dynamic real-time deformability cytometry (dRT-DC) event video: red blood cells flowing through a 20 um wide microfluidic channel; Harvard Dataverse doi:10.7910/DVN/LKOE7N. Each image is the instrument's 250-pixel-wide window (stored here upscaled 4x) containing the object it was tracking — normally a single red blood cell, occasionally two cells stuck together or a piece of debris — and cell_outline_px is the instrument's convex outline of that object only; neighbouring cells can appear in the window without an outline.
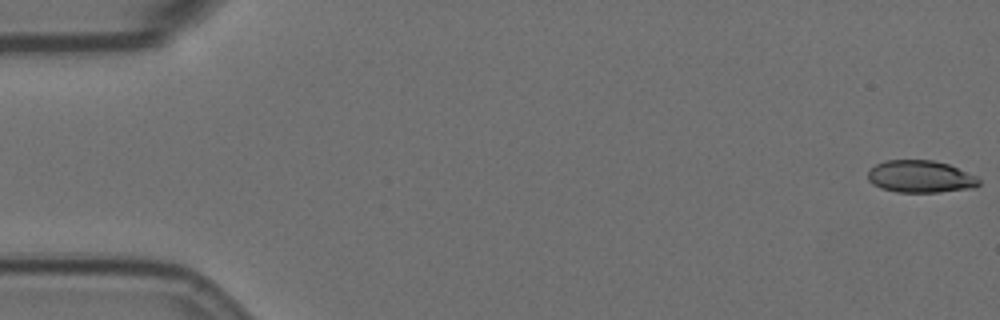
{"species": "Egyptian fruit bat (a non-hibernating species)", "species_latin": "Rousettus aegyptiacus", "temperature_condition": "room temperature", "stored_images_in_passage": 61, "camera_frame_rate_fps": 3000, "um_per_image_px": 0.085, "animal": {"sex": "female"}, "frame": {"image": 1, "passage_image": 1, "time_ms": 0.0, "image_size_px": [1000, 320], "cell_outline_px": [[980, 184], [972, 188], [940, 192], [896, 192], [880, 188], [872, 184], [868, 180], [868, 172], [876, 164], [888, 160], [932, 160], [948, 164], [976, 176], [980, 180]], "centroid_in_image_um": [78.23, 15.02], "position_along_channel_um": 6.8, "area_um2": 20.81}}
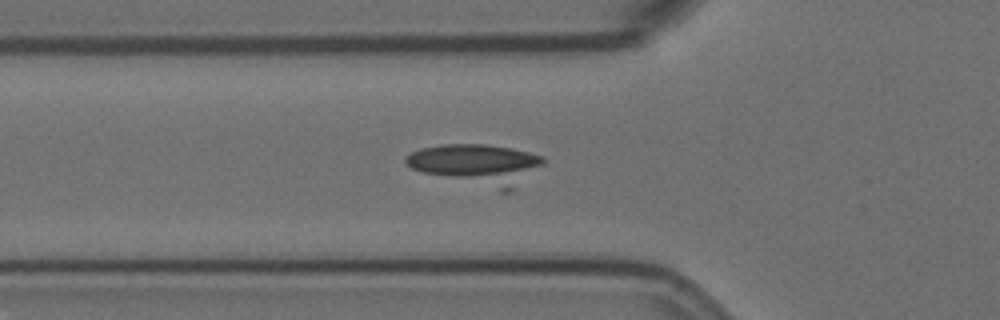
{"frame": {"image": 2, "passage_image": 20, "time_ms": 6.333, "image_size_px": [1000, 320], "cell_outline_px": [[548, 160], [544, 164], [512, 192], [500, 192], [420, 172], [412, 168], [404, 160], [412, 152], [420, 148], [444, 144], [484, 144], [512, 148], [544, 156]], "centroid_in_image_um": [40.6, 14.0], "position_along_channel_um": 85.2, "area_um2": 33.12}}
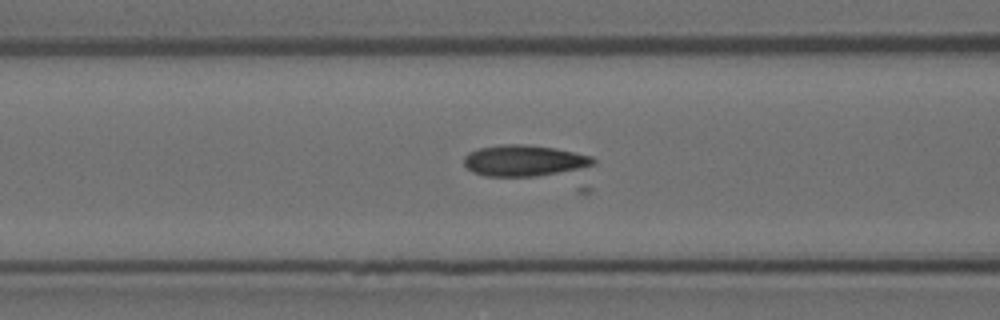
{"frame": {"image": 3, "passage_image": 23, "time_ms": 7.333, "image_size_px": [1000, 320], "cell_outline_px": [[596, 164], [580, 168], [536, 176], [484, 176], [472, 172], [464, 164], [464, 156], [468, 152], [480, 148], [500, 144], [524, 144], [556, 148], [592, 156], [596, 160]], "centroid_in_image_um": [44.53, 13.64], "position_along_channel_um": 122.1, "area_um2": 23.41}}